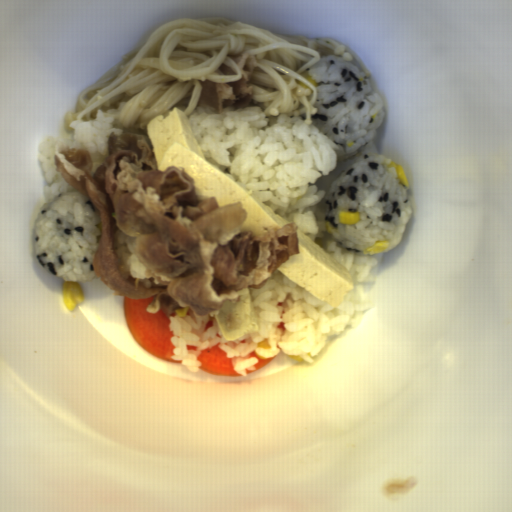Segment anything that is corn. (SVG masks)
<instances>
[{
	"label": "corn",
	"instance_id": "5cfa1b94",
	"mask_svg": "<svg viewBox=\"0 0 512 512\" xmlns=\"http://www.w3.org/2000/svg\"><path fill=\"white\" fill-rule=\"evenodd\" d=\"M388 168H395L397 179L399 180V182L403 184L404 187H410L403 166H401L400 164H395L394 161H392L391 163L388 164Z\"/></svg>",
	"mask_w": 512,
	"mask_h": 512
},
{
	"label": "corn",
	"instance_id": "79e197a2",
	"mask_svg": "<svg viewBox=\"0 0 512 512\" xmlns=\"http://www.w3.org/2000/svg\"><path fill=\"white\" fill-rule=\"evenodd\" d=\"M257 348L259 349H270L271 345L268 344L267 339H263L262 342H257Z\"/></svg>",
	"mask_w": 512,
	"mask_h": 512
},
{
	"label": "corn",
	"instance_id": "f1292c28",
	"mask_svg": "<svg viewBox=\"0 0 512 512\" xmlns=\"http://www.w3.org/2000/svg\"><path fill=\"white\" fill-rule=\"evenodd\" d=\"M338 219L341 224L348 226L357 224L360 220V213L352 211H340L338 214Z\"/></svg>",
	"mask_w": 512,
	"mask_h": 512
},
{
	"label": "corn",
	"instance_id": "30e3d8cc",
	"mask_svg": "<svg viewBox=\"0 0 512 512\" xmlns=\"http://www.w3.org/2000/svg\"><path fill=\"white\" fill-rule=\"evenodd\" d=\"M325 225H326V229H327L328 234H334V233H337L336 228L331 224V222H330V221H327V222L325 223Z\"/></svg>",
	"mask_w": 512,
	"mask_h": 512
},
{
	"label": "corn",
	"instance_id": "51d56268",
	"mask_svg": "<svg viewBox=\"0 0 512 512\" xmlns=\"http://www.w3.org/2000/svg\"><path fill=\"white\" fill-rule=\"evenodd\" d=\"M62 295L69 312H73L76 306L85 299L84 291L77 281H64Z\"/></svg>",
	"mask_w": 512,
	"mask_h": 512
},
{
	"label": "corn",
	"instance_id": "2b8c4276",
	"mask_svg": "<svg viewBox=\"0 0 512 512\" xmlns=\"http://www.w3.org/2000/svg\"><path fill=\"white\" fill-rule=\"evenodd\" d=\"M299 74H301L303 77L308 79L312 83V85L315 87L317 81L309 74V72L306 69Z\"/></svg>",
	"mask_w": 512,
	"mask_h": 512
},
{
	"label": "corn",
	"instance_id": "cfcad685",
	"mask_svg": "<svg viewBox=\"0 0 512 512\" xmlns=\"http://www.w3.org/2000/svg\"><path fill=\"white\" fill-rule=\"evenodd\" d=\"M389 247V241H375L372 247L365 249L364 254L367 255H373V254H380L382 251L387 249Z\"/></svg>",
	"mask_w": 512,
	"mask_h": 512
},
{
	"label": "corn",
	"instance_id": "6a14855c",
	"mask_svg": "<svg viewBox=\"0 0 512 512\" xmlns=\"http://www.w3.org/2000/svg\"><path fill=\"white\" fill-rule=\"evenodd\" d=\"M289 356V355H288ZM292 360L303 363L305 360L303 358L297 357V356H289Z\"/></svg>",
	"mask_w": 512,
	"mask_h": 512
}]
</instances>
